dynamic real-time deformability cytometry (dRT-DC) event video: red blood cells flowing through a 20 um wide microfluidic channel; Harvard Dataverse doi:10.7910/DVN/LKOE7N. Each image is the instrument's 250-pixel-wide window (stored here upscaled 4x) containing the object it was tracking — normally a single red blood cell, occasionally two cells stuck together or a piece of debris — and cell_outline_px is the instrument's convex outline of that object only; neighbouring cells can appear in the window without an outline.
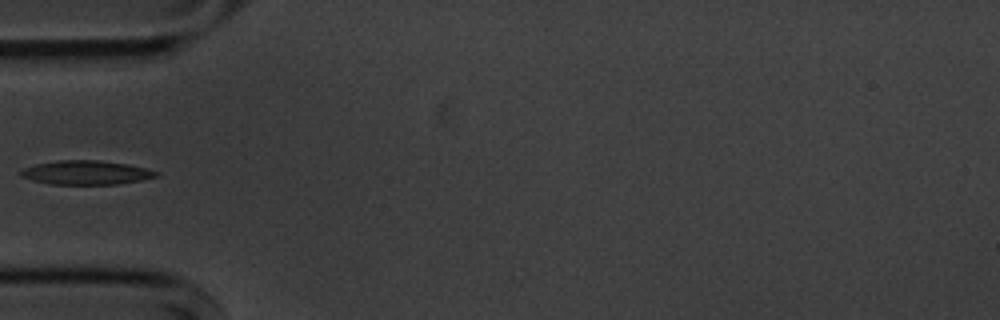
{"species": "common noctule bat (a hibernating species)", "species_latin": "Nyctalus noctula", "temperature_condition": "cold", "stored_images_in_passage": 6, "camera_frame_rate_fps": 3000, "um_per_image_px": 0.085, "animal": {"sex": "male", "body_mass_g": 20.1, "forearm_length_mm": 53.5}, "frame": {"image": 1, "passage_image": 6, "time_ms": 5.667, "image_size_px": [1000, 320], "cell_outline_px": [[160, 176], [140, 180], [116, 184], [52, 184], [32, 180], [20, 176], [20, 172], [24, 168], [36, 164], [56, 160], [100, 160], [128, 164], [160, 172]], "centroid_in_image_um": [7.33, 14.66], "position_along_channel_um": 77.7, "area_um2": 18.9}}